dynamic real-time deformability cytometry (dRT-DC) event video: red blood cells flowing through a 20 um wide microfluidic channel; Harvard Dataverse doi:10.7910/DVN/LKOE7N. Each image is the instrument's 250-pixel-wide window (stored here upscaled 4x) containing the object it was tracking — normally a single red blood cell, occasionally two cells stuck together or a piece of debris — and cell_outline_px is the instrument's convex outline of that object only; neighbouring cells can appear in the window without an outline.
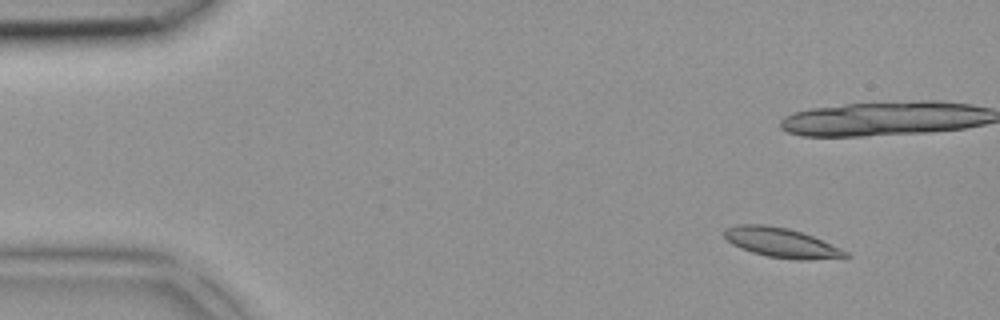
{"species": "common noctule bat (a hibernating species)", "species_latin": "Nyctalus noctula", "temperature_condition": "room temperature", "stored_images_in_passage": 7, "camera_frame_rate_fps": 3000, "um_per_image_px": 0.085, "animal": {"sex": "female", "body_mass_g": 18.4}, "frame": {"image": 1, "passage_image": 1, "time_ms": 0.0, "image_size_px": [1000, 320], "cell_outline_px": [[852, 256], [844, 260], [796, 260], [768, 256], [752, 252], [740, 248], [732, 244], [724, 236], [724, 228], [736, 224], [764, 224], [788, 228], [812, 236], [840, 248], [848, 252]], "centroid_in_image_um": [66.49, 20.65], "position_along_channel_um": 18.5, "area_um2": 21.33}}
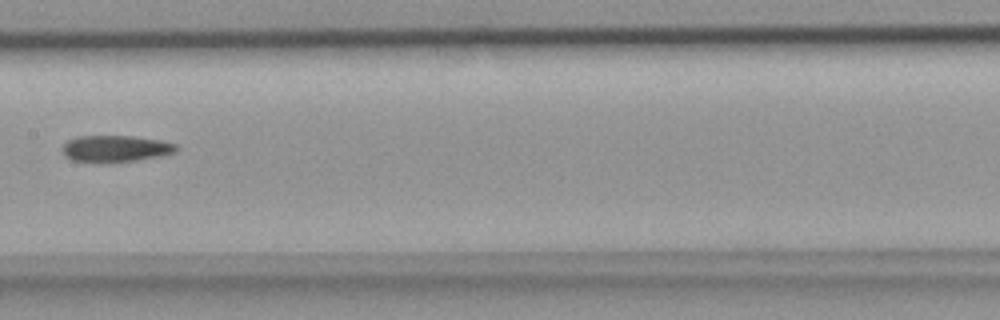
{"frame": {"image": 2, "passage_image": 7, "time_ms": 2.0, "image_size_px": [1000, 320], "cell_outline_px": [[176, 152], [160, 156], [136, 160], [96, 164], [72, 160], [64, 156], [64, 144], [68, 140], [76, 136], [132, 136], [160, 140], [176, 144]], "centroid_in_image_um": [9.78, 12.65], "position_along_channel_um": 197.6, "area_um2": 17.8}}